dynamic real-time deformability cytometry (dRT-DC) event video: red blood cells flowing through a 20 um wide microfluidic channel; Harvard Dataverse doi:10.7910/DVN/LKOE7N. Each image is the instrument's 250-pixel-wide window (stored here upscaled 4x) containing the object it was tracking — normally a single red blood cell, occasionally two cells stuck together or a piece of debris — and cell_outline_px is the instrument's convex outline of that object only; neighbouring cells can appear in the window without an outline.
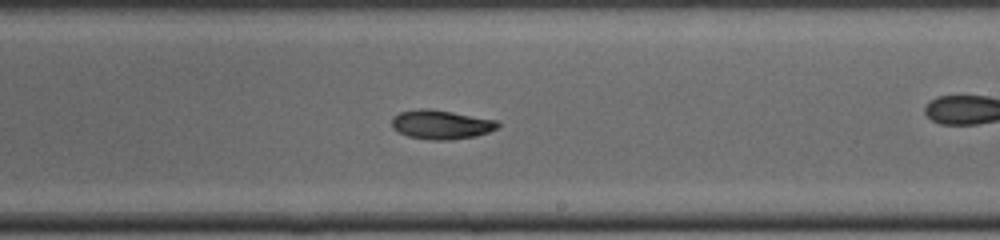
{"species": "common noctule bat (a hibernating species)", "species_latin": "Nyctalus noctula", "temperature_condition": "cold", "stored_images_in_passage": 29, "camera_frame_rate_fps": 3000, "um_per_image_px": 0.085, "animal": {"sex": "male", "body_mass_g": 19.0, "forearm_length_mm": 50.8}, "frame": {"image": 1, "passage_image": 13, "time_ms": 4.0, "image_size_px": [1000, 240], "cell_outline_px": [[500, 124], [496, 128], [488, 132], [476, 136], [448, 140], [432, 140], [408, 136], [392, 128], [392, 116], [400, 112], [420, 108], [428, 108], [500, 120]], "centroid_in_image_um": [37.51, 10.58], "position_along_channel_um": 251.5, "area_um2": 18.03}}
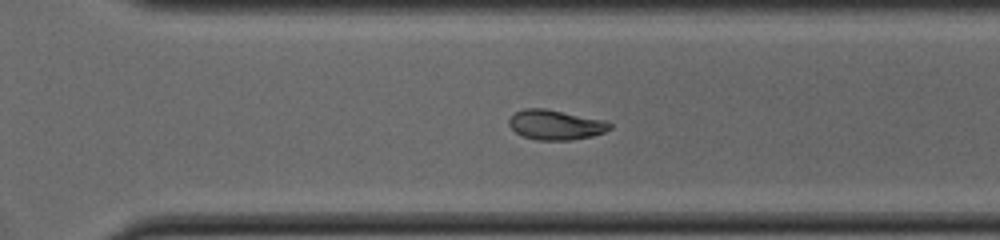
{"frame": {"image": 2, "passage_image": 17, "time_ms": 5.333, "image_size_px": [1000, 240], "cell_outline_px": [[612, 128], [604, 132], [592, 136], [572, 140], [536, 140], [524, 136], [516, 132], [508, 124], [508, 120], [512, 112], [524, 108], [544, 108], [604, 120], [612, 124]], "centroid_in_image_um": [47.19, 10.6], "position_along_channel_um": 323.4, "area_um2": 17.63}}